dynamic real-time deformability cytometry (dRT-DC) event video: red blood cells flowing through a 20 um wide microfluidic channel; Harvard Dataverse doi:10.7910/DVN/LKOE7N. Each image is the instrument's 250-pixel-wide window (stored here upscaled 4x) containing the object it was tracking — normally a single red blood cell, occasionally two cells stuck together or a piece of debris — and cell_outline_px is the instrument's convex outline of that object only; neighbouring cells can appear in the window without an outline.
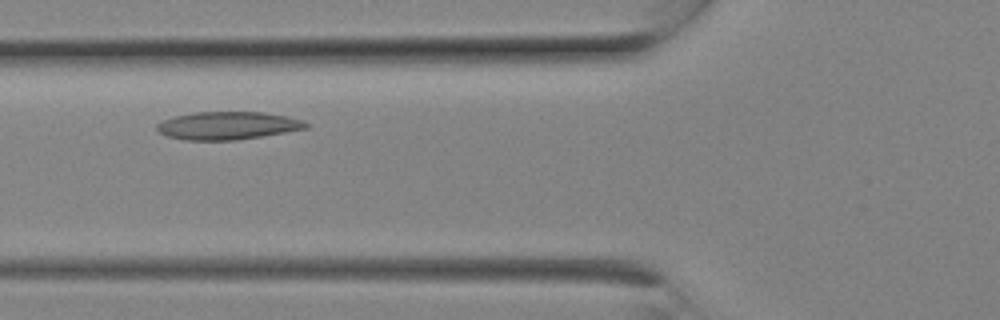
{"species": "Egyptian fruit bat (a non-hibernating species)", "species_latin": "Rousettus aegyptiacus", "temperature_condition": "room temperature", "stored_images_in_passage": 5, "camera_frame_rate_fps": 3000, "um_per_image_px": 0.085, "animal": {"sex": "female"}, "frame": {"image": 1, "passage_image": 4, "time_ms": 1.0, "image_size_px": [1000, 320], "cell_outline_px": [[308, 128], [236, 140], [184, 140], [168, 136], [160, 132], [156, 128], [156, 124], [164, 120], [176, 116], [196, 112], [264, 112], [304, 120], [308, 124]], "centroid_in_image_um": [19.35, 10.67], "position_along_channel_um": 106.5, "area_um2": 23.93}}